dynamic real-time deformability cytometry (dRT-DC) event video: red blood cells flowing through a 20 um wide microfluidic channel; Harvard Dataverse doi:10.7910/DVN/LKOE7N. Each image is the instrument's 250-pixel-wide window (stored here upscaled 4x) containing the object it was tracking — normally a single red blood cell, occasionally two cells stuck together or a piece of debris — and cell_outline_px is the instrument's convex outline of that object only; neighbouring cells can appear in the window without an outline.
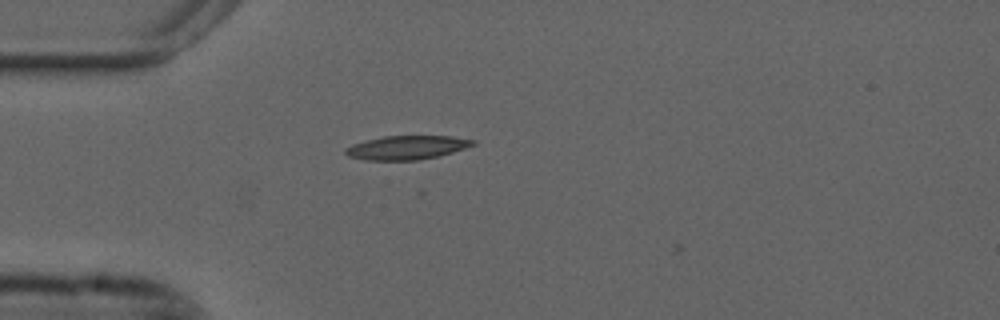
{"species": "common noctule bat (a hibernating species)", "species_latin": "Nyctalus noctula", "temperature_condition": "cold", "stored_images_in_passage": 42, "camera_frame_rate_fps": 3000, "um_per_image_px": 0.085, "animal": {"sex": "male", "forearm_length_mm": 52.5}, "frame": {"image": 1, "passage_image": 2, "time_ms": 0.333, "image_size_px": [1000, 320], "cell_outline_px": [[476, 144], [440, 156], [416, 160], [364, 160], [348, 156], [344, 152], [344, 148], [352, 144], [384, 136], [452, 136], [476, 140]], "centroid_in_image_um": [34.57, 12.54], "position_along_channel_um": 50.4, "area_um2": 17.69}}
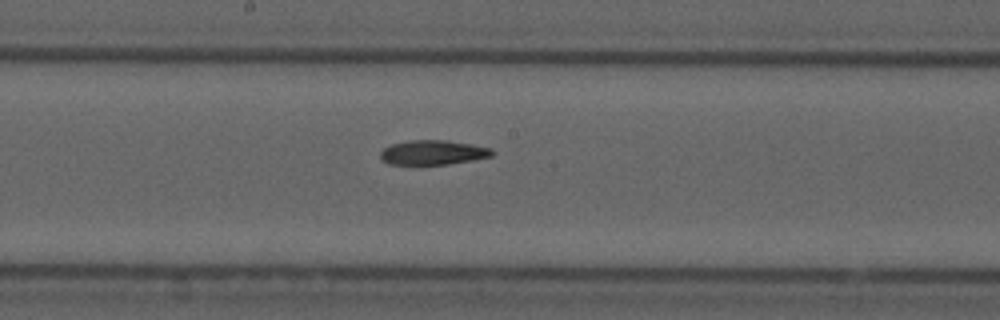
{"frame": {"image": 2, "passage_image": 16, "time_ms": 5.0, "image_size_px": [1000, 320], "cell_outline_px": [[496, 152], [492, 156], [472, 160], [448, 164], [388, 164], [380, 160], [380, 152], [384, 148], [392, 144], [408, 140], [444, 140], [472, 144], [492, 148]], "centroid_in_image_um": [36.81, 12.96], "position_along_channel_um": 211.4, "area_um2": 16.07}}
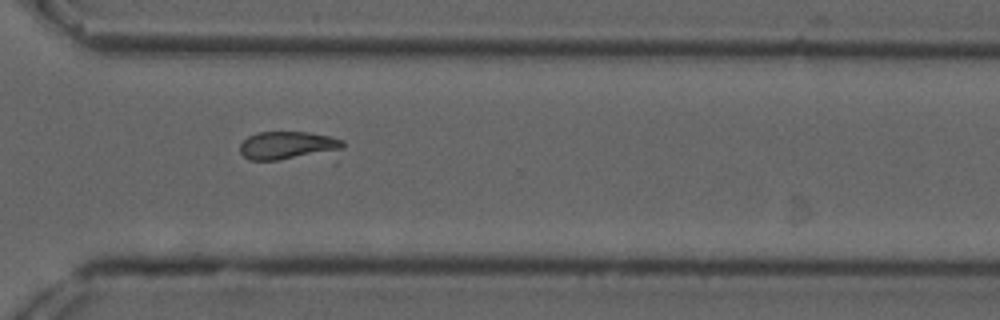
{"frame": {"image": 3, "passage_image": 27, "time_ms": 8.667, "image_size_px": [1000, 320], "cell_outline_px": [[344, 144], [336, 164], [332, 164], [248, 160], [240, 152], [240, 144], [248, 136], [256, 132], [308, 132], [332, 136], [344, 140]], "centroid_in_image_um": [24.84, 12.54], "position_along_channel_um": 345.8, "area_um2": 20.35}}